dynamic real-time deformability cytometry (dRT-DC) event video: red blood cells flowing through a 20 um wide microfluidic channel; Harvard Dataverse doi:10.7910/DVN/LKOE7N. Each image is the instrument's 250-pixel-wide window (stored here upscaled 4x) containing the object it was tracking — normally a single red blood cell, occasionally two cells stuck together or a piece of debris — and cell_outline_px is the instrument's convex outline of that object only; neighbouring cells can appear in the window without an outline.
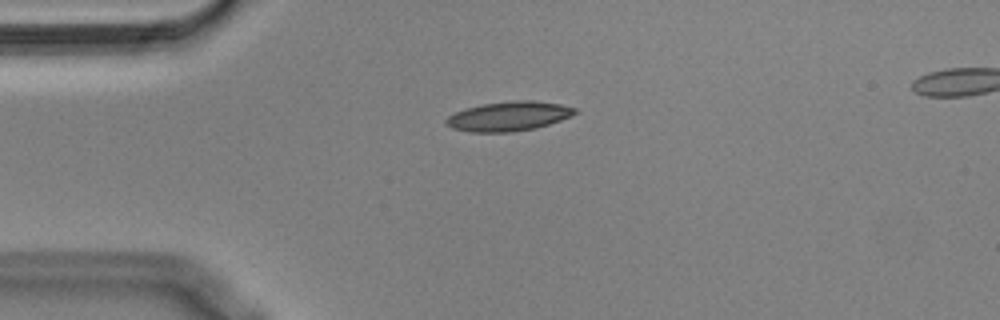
{"species": "Egyptian fruit bat (a non-hibernating species)", "species_latin": "Rousettus aegyptiacus", "temperature_condition": "cold", "stored_images_in_passage": 43, "camera_frame_rate_fps": 3000, "um_per_image_px": 0.085, "animal": {"sex": "male"}, "frame": {"image": 1, "passage_image": 1, "time_ms": 0.0, "image_size_px": [1000, 320], "cell_outline_px": [[576, 112], [572, 116], [536, 128], [512, 132], [468, 132], [452, 128], [444, 120], [448, 116], [456, 112], [468, 108], [484, 104], [516, 100], [532, 100], [560, 104], [576, 108]], "centroid_in_image_um": [43.25, 9.88], "position_along_channel_um": 41.8, "area_um2": 21.91}}
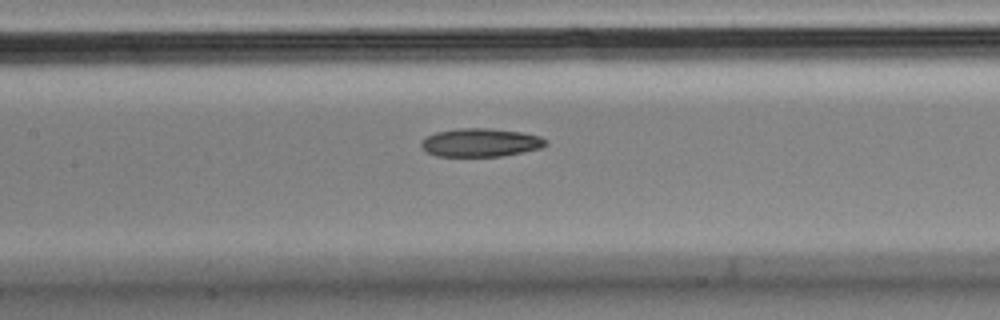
{"frame": {"image": 2, "passage_image": 13, "time_ms": 4.0, "image_size_px": [1000, 320], "cell_outline_px": [[548, 144], [540, 148], [500, 156], [436, 156], [428, 152], [420, 144], [428, 136], [436, 132], [456, 128], [492, 128], [520, 132], [540, 136], [548, 140]], "centroid_in_image_um": [40.87, 12.1], "position_along_channel_um": 166.5, "area_um2": 20.4}}
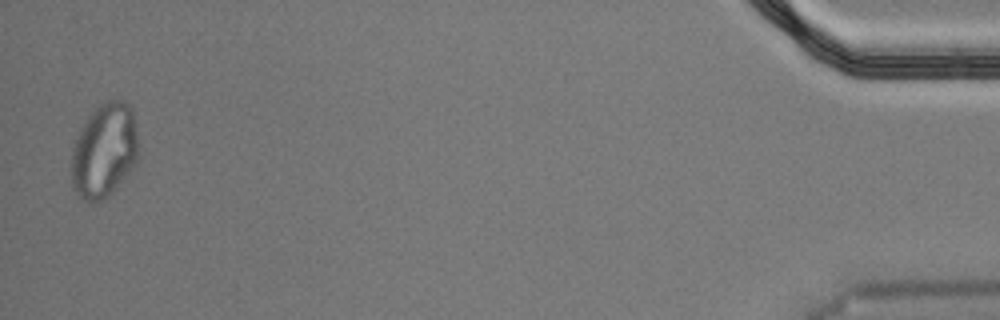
{"frame": {"image": 3, "passage_image": 42, "time_ms": 13.667, "image_size_px": [1000, 320], "cell_outline_px": [[136, 164], [112, 192], [108, 196], [100, 200], [88, 204], [80, 200], [72, 184], [72, 148], [80, 128], [88, 116], [100, 104], [108, 100], [124, 100], [132, 108], [136, 120]], "centroid_in_image_um": [8.84, 12.81], "position_along_channel_um": 426.4, "area_um2": 36.88}}